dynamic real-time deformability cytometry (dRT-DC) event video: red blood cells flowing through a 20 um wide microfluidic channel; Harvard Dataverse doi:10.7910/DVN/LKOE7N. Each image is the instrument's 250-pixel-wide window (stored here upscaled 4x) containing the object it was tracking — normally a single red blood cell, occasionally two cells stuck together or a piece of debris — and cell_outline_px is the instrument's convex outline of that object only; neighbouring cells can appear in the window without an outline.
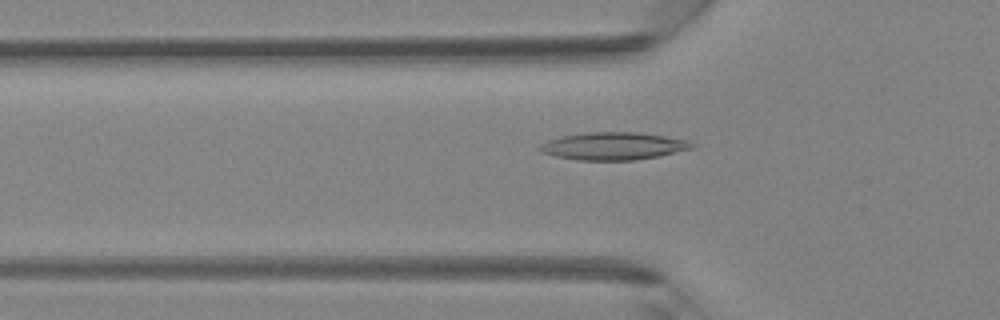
{"species": "Egyptian fruit bat (a non-hibernating species)", "species_latin": "Rousettus aegyptiacus", "temperature_condition": "room temperature", "stored_images_in_passage": 42, "camera_frame_rate_fps": 3000, "um_per_image_px": 0.085, "animal": {"sex": "female"}, "frame": {"image": 1, "passage_image": 14, "time_ms": 4.333, "image_size_px": [1000, 320], "cell_outline_px": [[696, 148], [660, 156], [632, 160], [576, 160], [556, 156], [540, 152], [540, 144], [548, 140], [560, 136], [584, 132], [636, 132], [664, 136], [688, 140], [696, 144]], "centroid_in_image_um": [52.17, 12.41], "position_along_channel_um": 73.6, "area_um2": 24.62}}
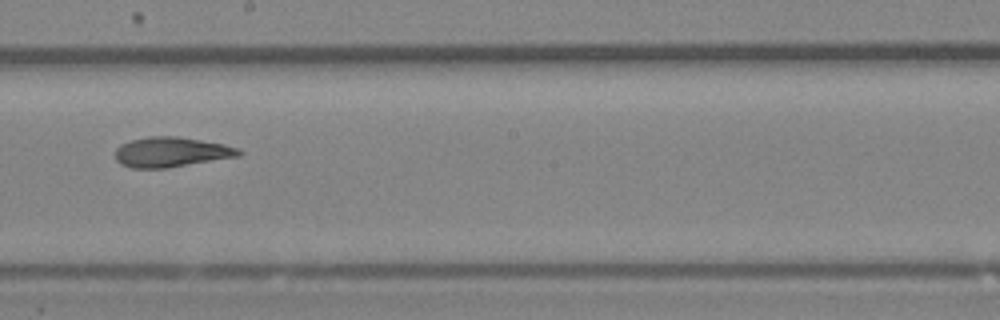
{"frame": {"image": 2, "passage_image": 24, "time_ms": 7.667, "image_size_px": [1000, 320], "cell_outline_px": [[244, 152], [240, 156], [168, 168], [132, 168], [120, 164], [116, 160], [116, 148], [120, 144], [132, 140], [148, 136], [176, 136], [224, 144], [240, 148]], "centroid_in_image_um": [14.57, 12.93], "position_along_channel_um": 233.6, "area_um2": 21.73}}
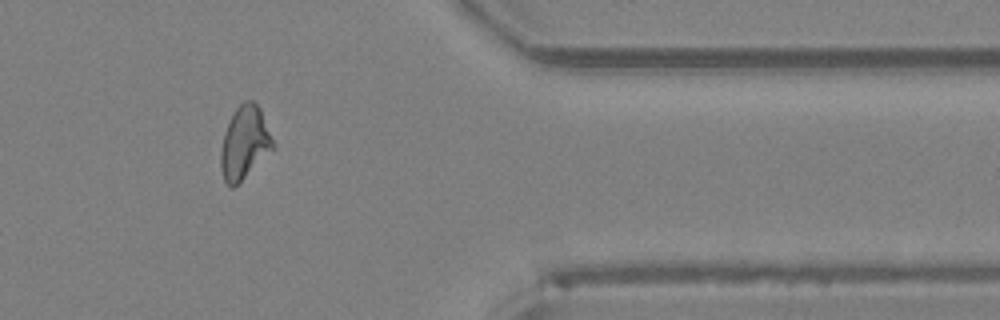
{"frame": {"image": 3, "passage_image": 35, "time_ms": 11.333, "image_size_px": [1000, 320], "cell_outline_px": [[276, 144], [232, 188], [224, 180], [220, 168], [220, 152], [224, 132], [236, 108], [244, 100], [252, 100], [260, 108]], "centroid_in_image_um": [20.77, 12.09], "position_along_channel_um": 390.6, "area_um2": 21.56}}